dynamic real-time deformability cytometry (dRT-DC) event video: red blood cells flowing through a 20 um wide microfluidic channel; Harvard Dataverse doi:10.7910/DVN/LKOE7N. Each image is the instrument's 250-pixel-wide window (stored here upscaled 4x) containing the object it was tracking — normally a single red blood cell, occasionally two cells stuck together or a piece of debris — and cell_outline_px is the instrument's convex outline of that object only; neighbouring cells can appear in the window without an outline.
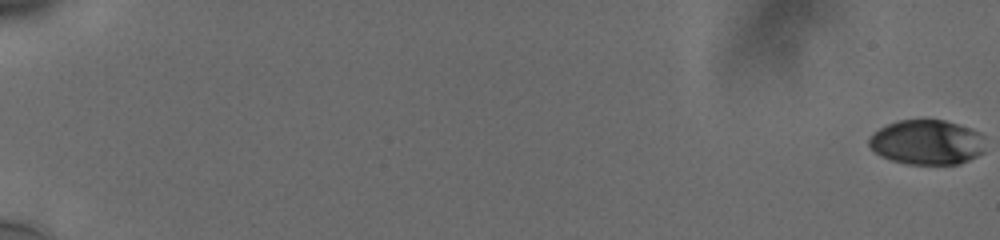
{"species": "human", "species_latin": "Homo sapiens", "temperature_condition": "cold", "stored_images_in_passage": 59, "camera_frame_rate_fps": 3000, "um_per_image_px": 0.085, "donor": {"sex": "male"}, "frame": {"image": 1, "passage_image": 1, "time_ms": 0.0, "image_size_px": [1000, 240], "cell_outline_px": [[984, 152], [960, 164], [908, 164], [892, 160], [880, 156], [868, 144], [868, 140], [880, 128], [888, 124], [900, 120], [944, 120], [972, 128], [980, 132], [984, 136]], "centroid_in_image_um": [78.83, 12.09], "position_along_channel_um": 6.2, "area_um2": 30.35}}
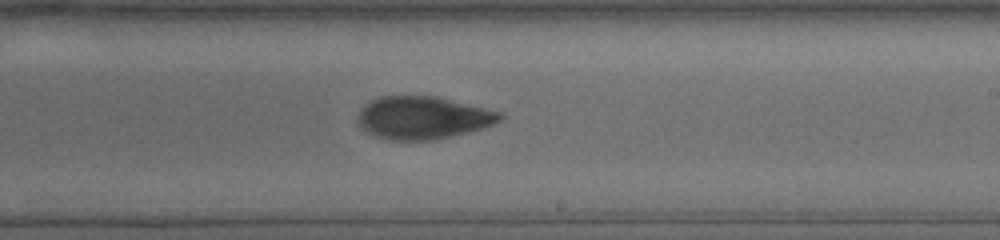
{"frame": {"image": 2, "passage_image": 39, "time_ms": 12.667, "image_size_px": [1000, 240], "cell_outline_px": [[504, 116], [500, 120], [492, 124], [468, 132], [432, 140], [388, 140], [364, 132], [360, 124], [360, 112], [364, 104], [372, 100], [384, 96], [436, 96], [504, 112]], "centroid_in_image_um": [35.97, 10.0], "position_along_channel_um": 253.0, "area_um2": 35.14}}
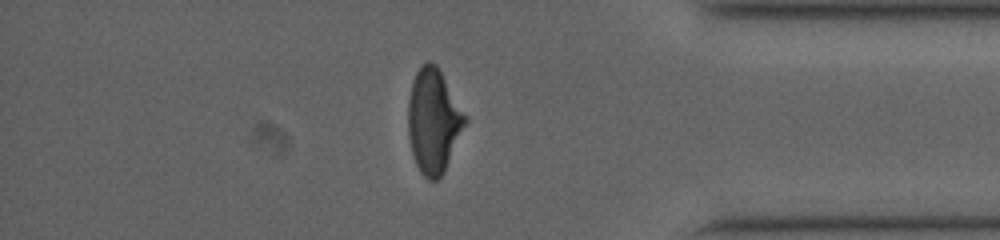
{"frame": {"image": 3, "passage_image": 52, "time_ms": 17.0, "image_size_px": [1000, 240], "cell_outline_px": [[468, 120], [444, 172], [436, 180], [428, 180], [420, 172], [416, 164], [412, 152], [408, 136], [408, 100], [412, 80], [416, 72], [428, 60], [436, 64], [468, 116]], "centroid_in_image_um": [36.85, 10.28], "position_along_channel_um": 398.3, "area_um2": 34.74}}